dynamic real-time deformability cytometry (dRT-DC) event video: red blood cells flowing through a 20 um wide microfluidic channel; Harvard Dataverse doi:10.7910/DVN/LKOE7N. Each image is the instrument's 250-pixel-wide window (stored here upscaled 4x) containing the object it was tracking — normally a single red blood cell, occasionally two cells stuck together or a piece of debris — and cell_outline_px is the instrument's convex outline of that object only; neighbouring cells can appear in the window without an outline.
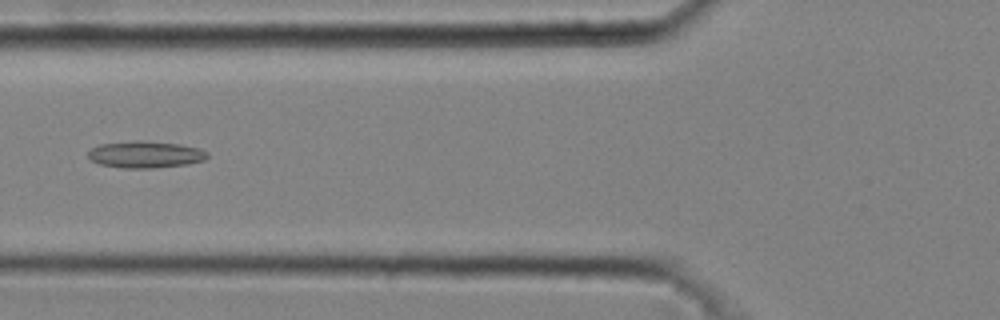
{"species": "common noctule bat (a hibernating species)", "species_latin": "Nyctalus noctula", "temperature_condition": "cold", "stored_images_in_passage": 44, "camera_frame_rate_fps": 3000, "um_per_image_px": 0.085, "animal": {"sex": "male", "body_mass_g": 20.4}, "frame": {"image": 1, "passage_image": 16, "time_ms": 5.0, "image_size_px": [1000, 320], "cell_outline_px": [[208, 156], [204, 160], [188, 164], [152, 168], [124, 168], [100, 164], [92, 160], [88, 156], [88, 152], [92, 148], [100, 144], [136, 140], [140, 140], [180, 144], [200, 148], [208, 152]], "centroid_in_image_um": [12.38, 13.12], "position_along_channel_um": 113.4, "area_um2": 18.61}}
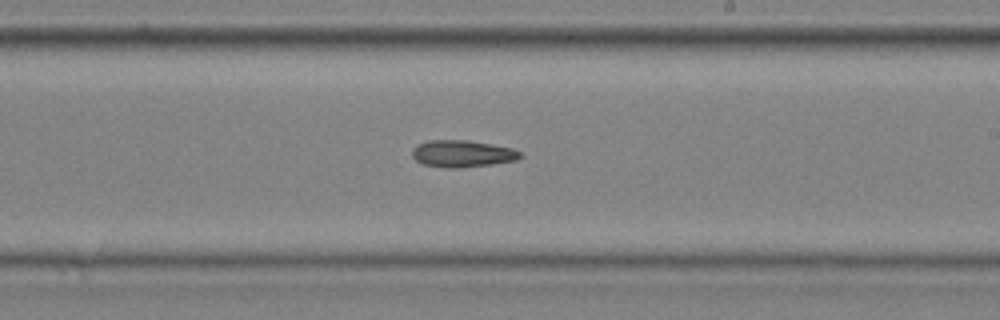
{"frame": {"image": 2, "passage_image": 26, "time_ms": 8.333, "image_size_px": [1000, 320], "cell_outline_px": [[524, 156], [516, 160], [492, 164], [460, 168], [444, 168], [424, 164], [416, 160], [412, 156], [412, 148], [416, 144], [428, 140], [468, 140], [512, 148], [520, 152]], "centroid_in_image_um": [39.27, 13.06], "position_along_channel_um": 249.7, "area_um2": 17.05}}
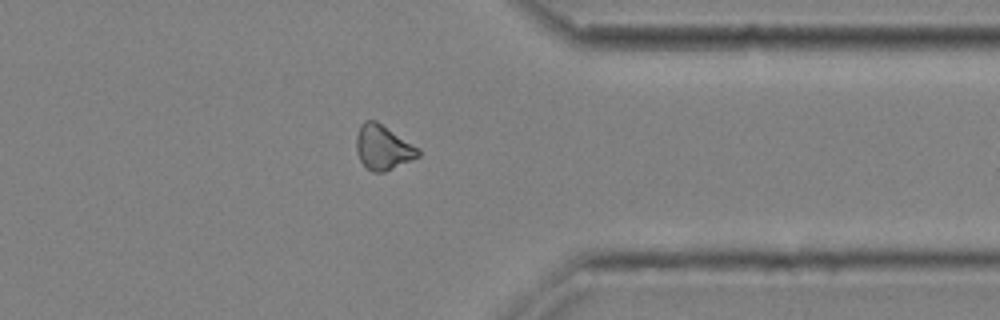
{"frame": {"image": 3, "passage_image": 36, "time_ms": 11.667, "image_size_px": [1000, 320], "cell_outline_px": [[420, 156], [384, 172], [372, 172], [360, 160], [356, 148], [356, 136], [360, 124], [364, 120], [376, 120], [420, 148]], "centroid_in_image_um": [32.56, 12.51], "position_along_channel_um": 378.8, "area_um2": 16.13}}